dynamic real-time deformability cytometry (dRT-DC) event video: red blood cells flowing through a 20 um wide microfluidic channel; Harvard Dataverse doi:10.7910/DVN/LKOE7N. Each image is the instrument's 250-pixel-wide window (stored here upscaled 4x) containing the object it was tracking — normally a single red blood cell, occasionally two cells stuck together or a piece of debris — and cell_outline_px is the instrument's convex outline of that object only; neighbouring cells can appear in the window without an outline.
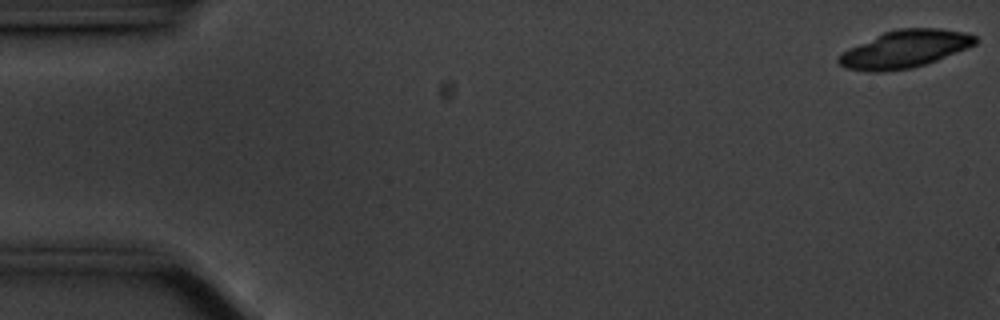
{"species": "common noctule bat (a hibernating species)", "species_latin": "Nyctalus noctula", "temperature_condition": "cold", "stored_images_in_passage": 7, "camera_frame_rate_fps": 3000, "um_per_image_px": 0.085, "animal": {"sex": "male", "body_mass_g": 20.1, "forearm_length_mm": 53.5}, "frame": {"image": 1, "passage_image": 1, "time_ms": 0.0, "image_size_px": [1000, 320], "cell_outline_px": [[976, 44], [936, 60], [912, 68], [880, 72], [868, 72], [844, 68], [836, 60], [844, 52], [884, 32], [896, 28], [940, 28], [964, 32], [976, 36]], "centroid_in_image_um": [76.92, 4.17], "position_along_channel_um": 8.1, "area_um2": 29.36}}